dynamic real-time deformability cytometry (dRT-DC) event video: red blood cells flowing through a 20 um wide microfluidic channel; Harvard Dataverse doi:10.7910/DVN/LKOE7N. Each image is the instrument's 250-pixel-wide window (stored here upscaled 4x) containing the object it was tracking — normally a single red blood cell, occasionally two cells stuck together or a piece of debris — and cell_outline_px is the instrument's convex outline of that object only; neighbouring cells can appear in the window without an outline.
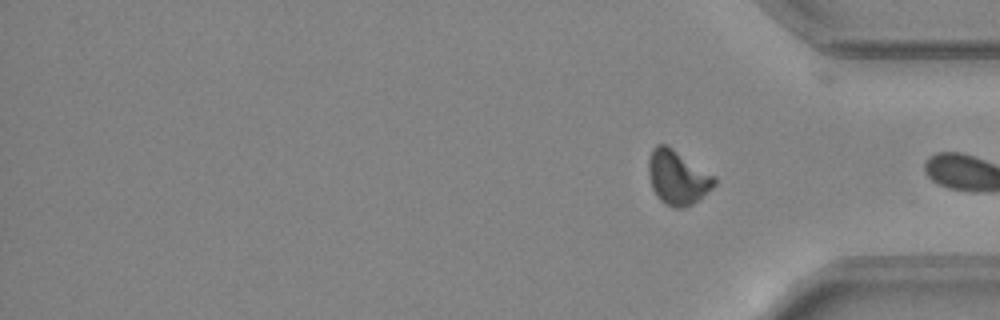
{"species": "common noctule bat (a hibernating species)", "species_latin": "Nyctalus noctula", "temperature_condition": "warm", "stored_images_in_passage": 33, "segment_of_instrument_passage": [2, 2], "camera_frame_rate_fps": 3000, "um_per_image_px": 0.085, "animal": {"sex": "female", "body_mass_g": 24.6, "forearm_length_mm": 56.2}, "frame": {"image": 1, "passage_image": 33, "time_ms": 10.667, "image_size_px": [1000, 320], "cell_outline_px": [[716, 184], [712, 188], [692, 204], [684, 208], [672, 208], [664, 204], [656, 196], [652, 188], [648, 176], [648, 160], [652, 148], [656, 144], [664, 144], [672, 148], [716, 176]], "centroid_in_image_um": [57.57, 15.09], "position_along_channel_um": 377.6, "area_um2": 20.98}}